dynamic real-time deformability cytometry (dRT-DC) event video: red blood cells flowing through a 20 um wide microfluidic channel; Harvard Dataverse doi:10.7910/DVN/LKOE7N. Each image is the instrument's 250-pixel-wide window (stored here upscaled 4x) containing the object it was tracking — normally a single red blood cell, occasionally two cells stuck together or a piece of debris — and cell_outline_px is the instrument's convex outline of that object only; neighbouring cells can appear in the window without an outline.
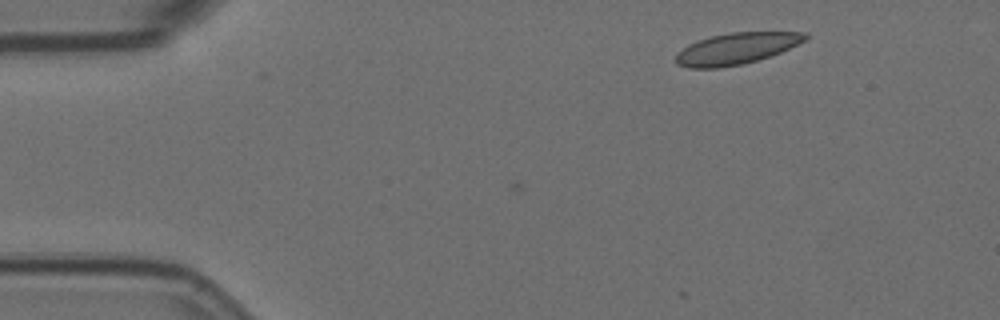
{"species": "Egyptian fruit bat (a non-hibernating species)", "species_latin": "Rousettus aegyptiacus", "temperature_condition": "room temperature", "stored_images_in_passage": 3, "camera_frame_rate_fps": 3000, "um_per_image_px": 0.085, "animal": {"sex": "female"}, "frame": {"image": 1, "passage_image": 1, "time_ms": 0.0, "image_size_px": [1000, 320], "cell_outline_px": [[808, 36], [804, 40], [780, 52], [744, 64], [720, 68], [688, 68], [676, 64], [676, 52], [688, 44], [712, 36], [732, 32], [808, 32]], "centroid_in_image_um": [62.54, 4.13], "position_along_channel_um": 22.5, "area_um2": 23.47}}